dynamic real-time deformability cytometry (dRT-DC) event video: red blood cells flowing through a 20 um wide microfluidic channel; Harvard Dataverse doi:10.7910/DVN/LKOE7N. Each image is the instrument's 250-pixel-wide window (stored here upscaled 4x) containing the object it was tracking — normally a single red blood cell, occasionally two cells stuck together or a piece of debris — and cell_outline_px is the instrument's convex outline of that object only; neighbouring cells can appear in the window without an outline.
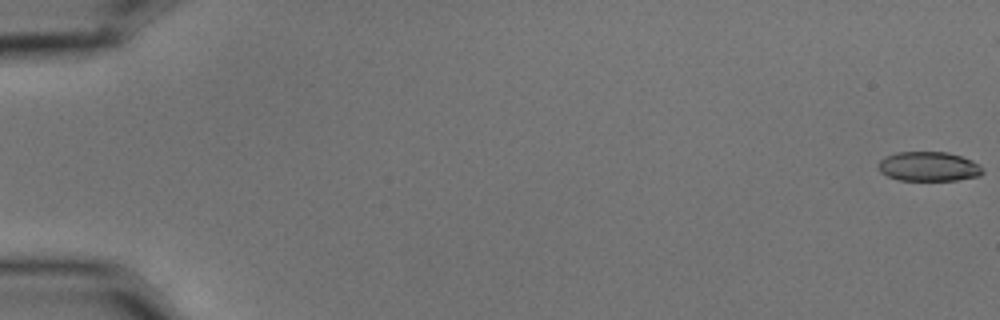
{"species": "common noctule bat (a hibernating species)", "species_latin": "Nyctalus noctula", "temperature_condition": "cold", "stored_images_in_passage": 5, "camera_frame_rate_fps": 3000, "um_per_image_px": 0.085, "animal": {"sex": "male", "body_mass_g": 15.6}, "frame": {"image": 1, "passage_image": 1, "time_ms": 0.0, "image_size_px": [1000, 320], "cell_outline_px": [[984, 172], [980, 176], [956, 180], [900, 180], [888, 176], [880, 172], [876, 168], [876, 164], [880, 160], [896, 152], [948, 152], [972, 160], [980, 164]], "centroid_in_image_um": [78.93, 14.15], "position_along_channel_um": 6.1, "area_um2": 18.03}}
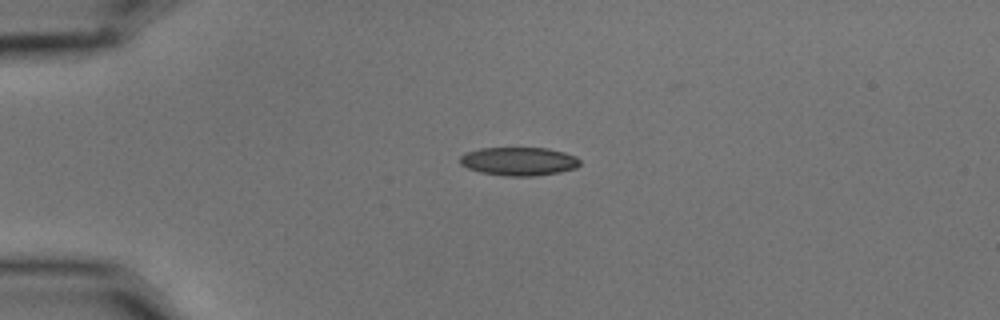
{"frame": {"image": 2, "passage_image": 5, "time_ms": 1.333, "image_size_px": [1000, 320], "cell_outline_px": [[580, 164], [576, 168], [560, 172], [532, 176], [504, 176], [480, 172], [468, 168], [460, 164], [460, 156], [464, 152], [480, 148], [548, 148], [564, 152], [576, 156], [580, 160]], "centroid_in_image_um": [44.09, 13.71], "position_along_channel_um": 40.9, "area_um2": 20.0}}